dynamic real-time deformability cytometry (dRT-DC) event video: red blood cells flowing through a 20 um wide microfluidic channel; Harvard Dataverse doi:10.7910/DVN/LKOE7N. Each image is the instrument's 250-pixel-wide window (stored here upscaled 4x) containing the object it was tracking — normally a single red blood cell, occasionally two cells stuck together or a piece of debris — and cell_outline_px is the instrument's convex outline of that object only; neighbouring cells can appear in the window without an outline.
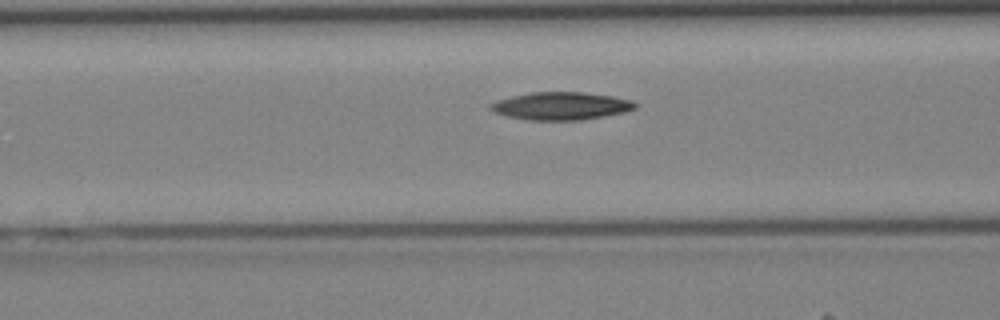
{"species": "Egyptian fruit bat (a non-hibernating species)", "species_latin": "Rousettus aegyptiacus", "temperature_condition": "cold", "stored_images_in_passage": 26, "camera_frame_rate_fps": 3000, "um_per_image_px": 0.085, "animal": {"sex": "female"}, "frame": {"image": 1, "passage_image": 4, "time_ms": 1.0, "image_size_px": [1000, 320], "cell_outline_px": [[640, 104], [636, 108], [624, 112], [604, 116], [580, 120], [528, 120], [508, 116], [496, 112], [488, 108], [488, 104], [496, 100], [512, 96], [532, 92], [584, 92], [612, 96], [632, 100]], "centroid_in_image_um": [47.7, 9.0], "position_along_channel_um": 118.9, "area_um2": 23.47}}
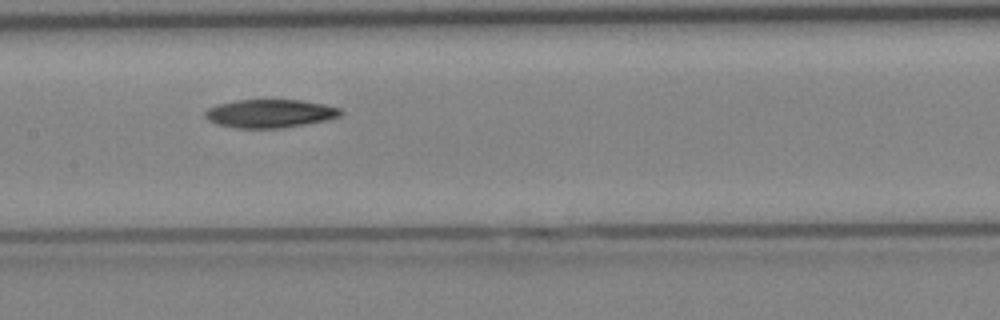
{"frame": {"image": 2, "passage_image": 8, "time_ms": 2.333, "image_size_px": [1000, 320], "cell_outline_px": [[344, 112], [340, 116], [324, 120], [304, 124], [280, 128], [236, 128], [216, 124], [208, 120], [204, 116], [204, 112], [208, 108], [220, 104], [236, 100], [300, 100], [324, 104], [340, 108]], "centroid_in_image_um": [22.93, 9.65], "position_along_channel_um": 184.5, "area_um2": 22.25}}
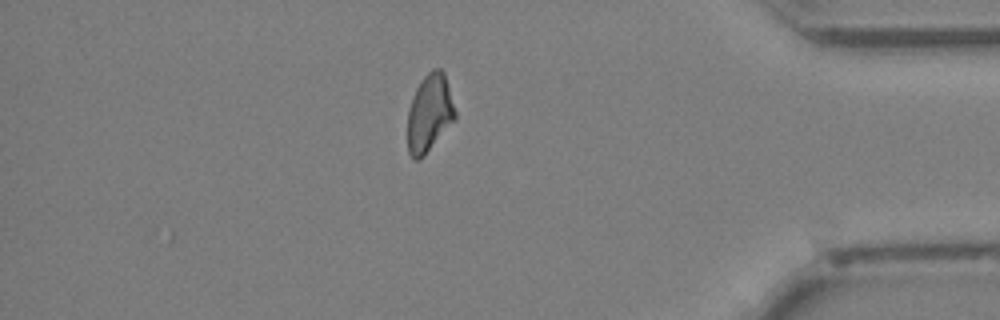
{"frame": {"image": 3, "passage_image": 23, "time_ms": 7.333, "image_size_px": [1000, 320], "cell_outline_px": [[456, 116], [424, 156], [420, 160], [416, 160], [408, 152], [408, 108], [412, 96], [420, 80], [432, 68], [440, 68], [444, 72], [456, 112]], "centroid_in_image_um": [36.48, 9.58], "position_along_channel_um": 398.7, "area_um2": 21.27}}